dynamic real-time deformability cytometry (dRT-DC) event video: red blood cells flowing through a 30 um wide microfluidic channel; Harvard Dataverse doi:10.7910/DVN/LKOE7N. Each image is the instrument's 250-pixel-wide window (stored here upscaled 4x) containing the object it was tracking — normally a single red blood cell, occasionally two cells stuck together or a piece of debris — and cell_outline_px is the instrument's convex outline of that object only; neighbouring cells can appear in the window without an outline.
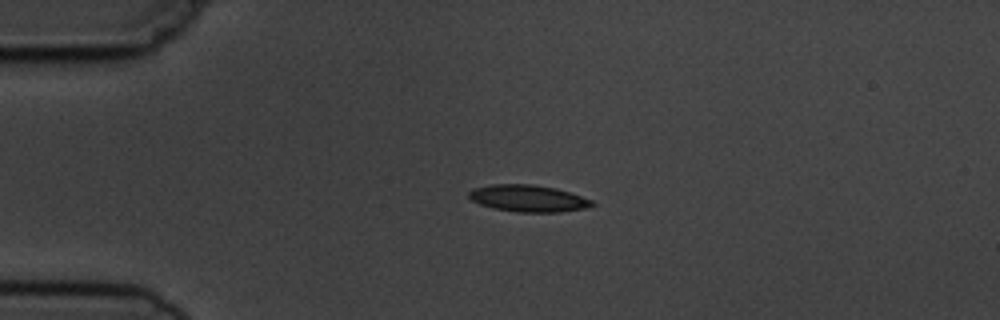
{"species": "common noctule bat (a hibernating species)", "species_latin": "Nyctalus noctula", "temperature_condition": "cold", "stored_images_in_passage": 4, "camera_frame_rate_fps": 3000, "um_per_image_px": 0.085, "animal": {"sex": "male", "body_mass_g": 19.5, "forearm_length_mm": 54.6}, "frame": {"image": 1, "passage_image": 3, "time_ms": 2.333, "image_size_px": [1000, 320], "cell_outline_px": [[596, 204], [584, 208], [560, 212], [516, 212], [492, 208], [480, 204], [472, 200], [468, 196], [468, 192], [472, 188], [492, 184], [532, 184], [556, 188], [592, 200]], "centroid_in_image_um": [44.85, 16.86], "position_along_channel_um": 40.1, "area_um2": 19.25}}